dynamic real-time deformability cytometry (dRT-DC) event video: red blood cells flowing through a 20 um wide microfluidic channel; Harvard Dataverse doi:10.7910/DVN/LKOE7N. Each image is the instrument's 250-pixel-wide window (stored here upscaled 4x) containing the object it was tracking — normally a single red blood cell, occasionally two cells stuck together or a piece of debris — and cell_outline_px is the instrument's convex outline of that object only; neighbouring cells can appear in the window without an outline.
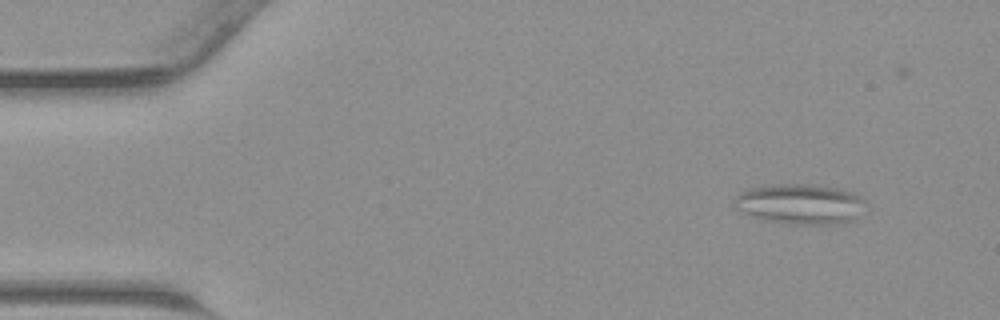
{"species": "common noctule bat (a hibernating species)", "species_latin": "Nyctalus noctula", "temperature_condition": "warm", "stored_images_in_passage": 37, "camera_frame_rate_fps": 3000, "um_per_image_px": 0.085, "animal": {"sex": "male", "body_mass_g": 23.1, "forearm_length_mm": 52.7}, "frame": {"image": 1, "passage_image": 5, "time_ms": 1.333, "image_size_px": [1000, 320], "cell_outline_px": [[864, 200], [856, 216], [852, 220], [840, 224], [792, 224], [764, 220], [752, 216], [736, 208], [732, 204], [732, 200], [740, 192], [748, 188], [776, 184], [804, 184], [836, 188], [852, 192], [860, 196]], "centroid_in_image_um": [67.94, 17.34], "position_along_channel_um": 17.1, "area_um2": 30.46}}
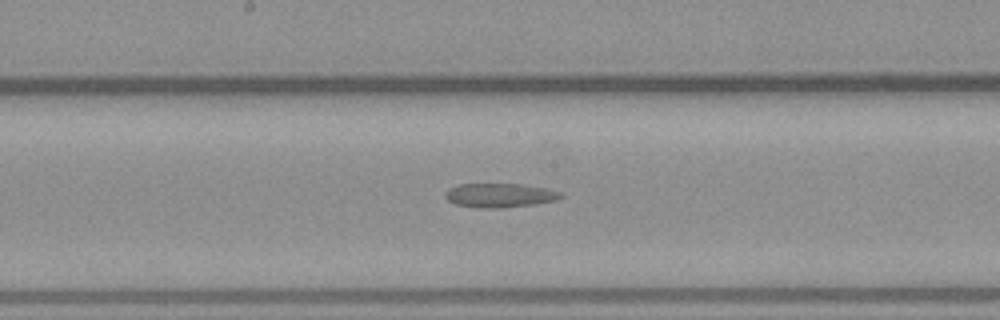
{"frame": {"image": 2, "passage_image": 24, "time_ms": 7.667, "image_size_px": [1000, 320], "cell_outline_px": [[564, 196], [556, 200], [536, 204], [500, 208], [480, 208], [456, 204], [448, 200], [444, 196], [444, 192], [448, 188], [460, 184], [524, 184], [548, 188], [564, 192]], "centroid_in_image_um": [42.52, 16.59], "position_along_channel_um": 205.7, "area_um2": 16.47}}
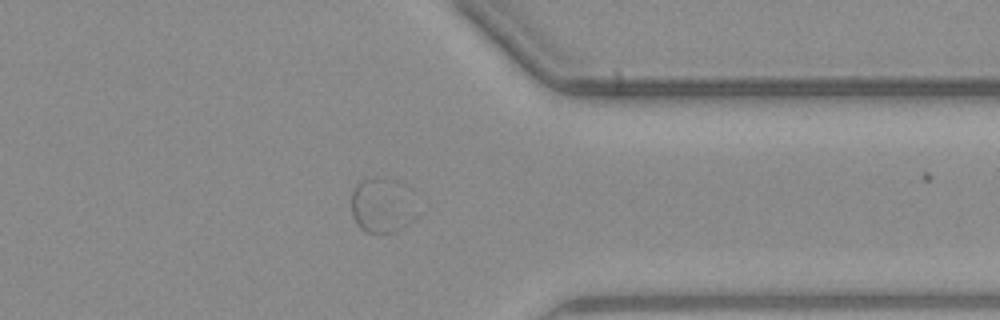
{"frame": {"image": 3, "passage_image": 36, "time_ms": 11.667, "image_size_px": [1000, 320], "cell_outline_px": [[420, 216], [396, 232], [368, 232], [360, 228], [356, 224], [352, 216], [352, 188], [360, 180], [372, 176], [404, 180], [408, 184], [420, 212]], "centroid_in_image_um": [32.57, 17.4], "position_along_channel_um": 378.8, "area_um2": 22.31}}